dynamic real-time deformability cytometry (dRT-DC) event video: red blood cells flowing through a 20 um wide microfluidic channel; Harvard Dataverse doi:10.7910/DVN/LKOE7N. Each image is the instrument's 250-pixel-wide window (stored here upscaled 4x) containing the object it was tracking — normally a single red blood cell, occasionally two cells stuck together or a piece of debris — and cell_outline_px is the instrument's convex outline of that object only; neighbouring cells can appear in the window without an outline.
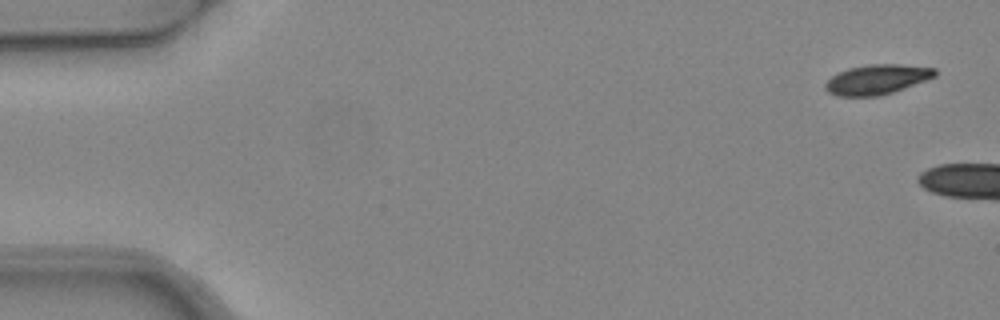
{"species": "common noctule bat (a hibernating species)", "species_latin": "Nyctalus noctula", "temperature_condition": "warm", "stored_images_in_passage": 3, "camera_frame_rate_fps": 3000, "um_per_image_px": 0.085, "animal": {"sex": "female", "body_mass_g": 24.6, "forearm_length_mm": 56.2}, "frame": {"image": 1, "passage_image": 1, "time_ms": 0.0, "image_size_px": [1000, 320], "cell_outline_px": [[936, 76], [928, 80], [880, 96], [836, 96], [828, 92], [824, 88], [824, 84], [832, 76], [848, 68], [868, 64], [900, 64], [936, 68]], "centroid_in_image_um": [74.55, 6.75], "position_along_channel_um": 10.5, "area_um2": 19.13}}